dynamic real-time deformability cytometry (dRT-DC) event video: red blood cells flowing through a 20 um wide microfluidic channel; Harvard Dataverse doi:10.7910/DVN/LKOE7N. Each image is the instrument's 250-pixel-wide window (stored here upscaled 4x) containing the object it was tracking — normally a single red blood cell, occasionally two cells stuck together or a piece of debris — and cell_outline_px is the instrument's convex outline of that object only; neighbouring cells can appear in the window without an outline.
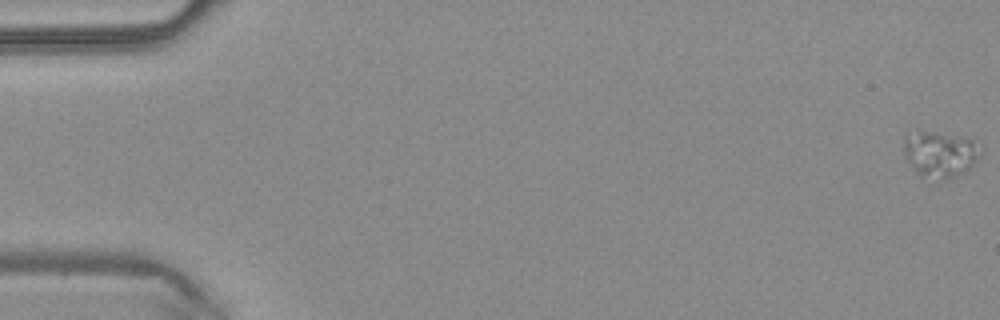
{"species": "common noctule bat (a hibernating species)", "species_latin": "Nyctalus noctula", "temperature_condition": "warm", "stored_images_in_passage": 11, "camera_frame_rate_fps": 3000, "um_per_image_px": 0.085, "animal": {"sex": "male", "body_mass_g": 20.4}, "frame": {"image": 1, "passage_image": 1, "time_ms": 0.0, "image_size_px": [1000, 320], "cell_outline_px": [[984, 148], [976, 160], [964, 172], [944, 180], [920, 176], [904, 156], [904, 136], [920, 132], [932, 132], [960, 136], [984, 144]], "centroid_in_image_um": [79.95, 13.09], "position_along_channel_um": 5.1, "area_um2": 20.46}}